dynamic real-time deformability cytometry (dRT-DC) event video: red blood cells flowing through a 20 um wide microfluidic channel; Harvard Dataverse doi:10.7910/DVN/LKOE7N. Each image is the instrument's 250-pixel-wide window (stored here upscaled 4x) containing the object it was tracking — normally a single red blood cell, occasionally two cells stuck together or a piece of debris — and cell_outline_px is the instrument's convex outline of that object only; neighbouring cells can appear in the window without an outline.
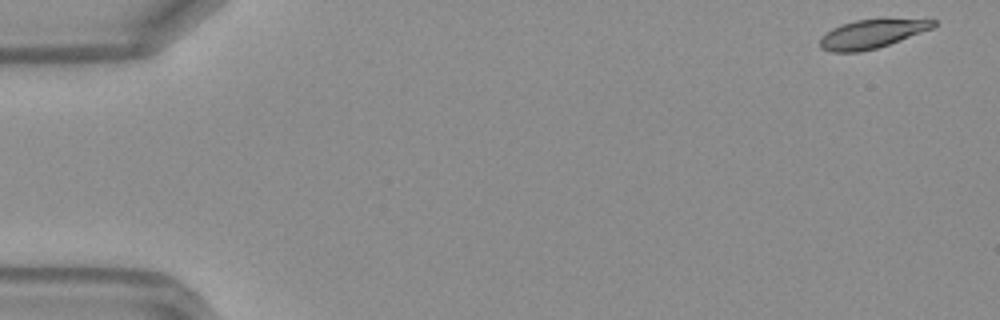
{"species": "Egyptian fruit bat (a non-hibernating species)", "species_latin": "Rousettus aegyptiacus", "temperature_condition": "warm", "stored_images_in_passage": 48, "camera_frame_rate_fps": 3000, "um_per_image_px": 0.085, "frame": {"image": 1, "passage_image": 1, "time_ms": 0.0, "image_size_px": [1000, 320], "cell_outline_px": [[936, 24], [932, 28], [900, 40], [876, 48], [860, 52], [832, 52], [820, 48], [820, 36], [832, 28], [840, 24], [856, 20], [936, 20]], "centroid_in_image_um": [74.0, 2.9], "position_along_channel_um": 11.0, "area_um2": 18.5}}
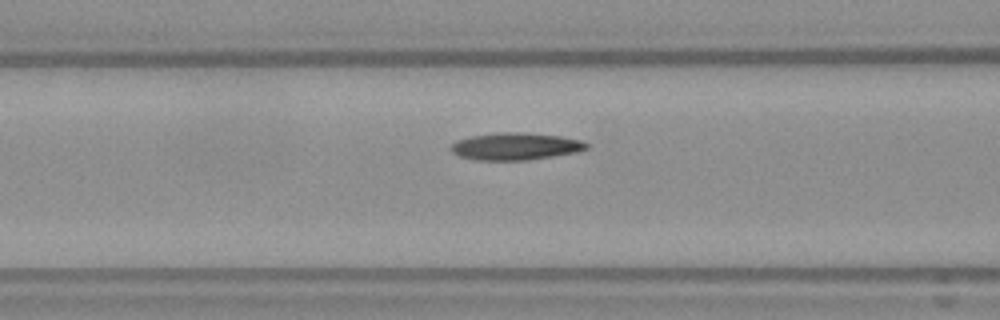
{"frame": {"image": 2, "passage_image": 19, "time_ms": 6.0, "image_size_px": [1000, 320], "cell_outline_px": [[592, 144], [588, 148], [576, 152], [528, 160], [476, 160], [460, 156], [452, 152], [448, 148], [456, 140], [472, 136], [496, 132], [524, 132], [560, 136], [580, 140]], "centroid_in_image_um": [43.81, 12.43], "position_along_channel_um": 122.8, "area_um2": 21.62}}
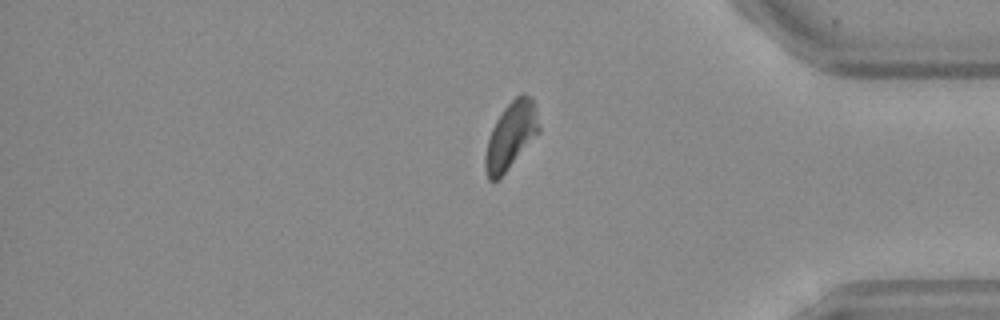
{"frame": {"image": 3, "passage_image": 40, "time_ms": 13.0, "image_size_px": [1000, 320], "cell_outline_px": [[540, 132], [508, 168], [496, 180], [488, 180], [484, 168], [484, 156], [488, 140], [492, 128], [496, 120], [504, 108], [520, 92], [524, 92], [532, 96], [540, 128]], "centroid_in_image_um": [43.42, 11.49], "position_along_channel_um": 391.8, "area_um2": 20.75}, "authors_computed_cell_mechanics": {"area_um2": 20.7502, "velocity_mm_per_s": 4.1629, "shape_relaxation_time_tau1_ms": 5.4532, "shape_relaxation_time_tau2_ms": 4.1641, "deformation_change_tau1": 0.1684, "deformation_change_tau2": 0.1201}}